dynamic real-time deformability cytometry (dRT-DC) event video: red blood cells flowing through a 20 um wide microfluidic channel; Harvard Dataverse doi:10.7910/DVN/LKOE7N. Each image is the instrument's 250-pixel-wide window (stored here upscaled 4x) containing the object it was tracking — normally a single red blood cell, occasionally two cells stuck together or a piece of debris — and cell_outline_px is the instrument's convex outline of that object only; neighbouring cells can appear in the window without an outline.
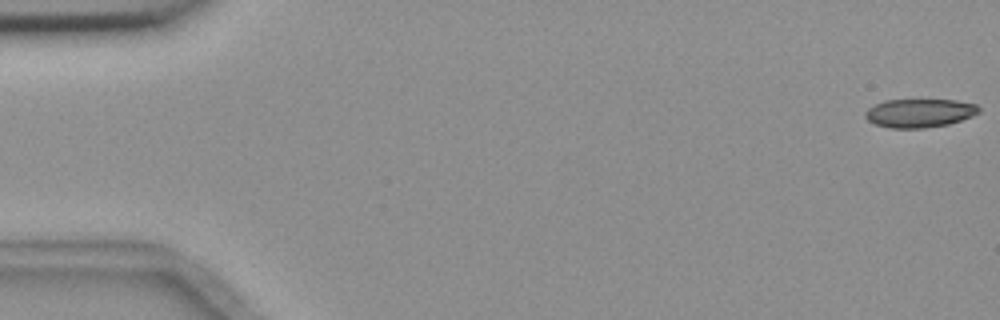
{"species": "common noctule bat (a hibernating species)", "species_latin": "Nyctalus noctula", "temperature_condition": "room temperature", "stored_images_in_passage": 7, "camera_frame_rate_fps": 3000, "um_per_image_px": 0.085, "animal": {"sex": "female", "body_mass_g": 18.4}, "frame": {"image": 1, "passage_image": 1, "time_ms": 0.0, "image_size_px": [1000, 320], "cell_outline_px": [[980, 112], [972, 116], [948, 124], [924, 128], [888, 128], [876, 124], [868, 120], [864, 116], [864, 112], [868, 108], [884, 100], [956, 100], [976, 104], [980, 108]], "centroid_in_image_um": [78.15, 9.61], "position_along_channel_um": 6.9, "area_um2": 18.9}}
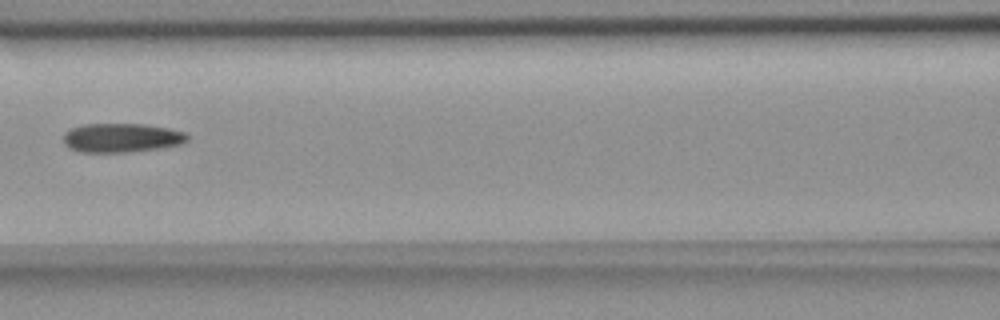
{"frame": {"image": 2, "passage_image": 7, "time_ms": 8.0, "image_size_px": [1000, 320], "cell_outline_px": [[188, 140], [180, 144], [156, 148], [124, 152], [80, 152], [68, 148], [64, 144], [64, 132], [72, 128], [84, 124], [144, 124], [168, 128], [184, 132], [188, 136]], "centroid_in_image_um": [10.29, 11.71], "position_along_channel_um": 156.3, "area_um2": 20.81}}